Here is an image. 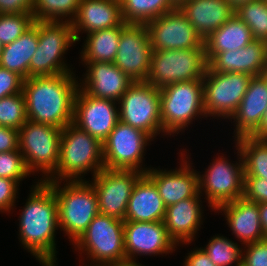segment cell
<instances>
[{
    "instance_id": "836d02e7",
    "label": "cell",
    "mask_w": 267,
    "mask_h": 266,
    "mask_svg": "<svg viewBox=\"0 0 267 266\" xmlns=\"http://www.w3.org/2000/svg\"><path fill=\"white\" fill-rule=\"evenodd\" d=\"M235 16L250 28L254 40L267 42V1L251 0L235 7Z\"/></svg>"
},
{
    "instance_id": "b9f144b4",
    "label": "cell",
    "mask_w": 267,
    "mask_h": 266,
    "mask_svg": "<svg viewBox=\"0 0 267 266\" xmlns=\"http://www.w3.org/2000/svg\"><path fill=\"white\" fill-rule=\"evenodd\" d=\"M24 78L18 73L0 66V99L6 96L21 93Z\"/></svg>"
},
{
    "instance_id": "9c48e42d",
    "label": "cell",
    "mask_w": 267,
    "mask_h": 266,
    "mask_svg": "<svg viewBox=\"0 0 267 266\" xmlns=\"http://www.w3.org/2000/svg\"><path fill=\"white\" fill-rule=\"evenodd\" d=\"M237 150V161L232 163L230 159L224 157L225 154L218 155L209 164L208 168L201 174L198 171L199 193L204 196L205 201L212 211L219 206L243 198L244 190V167L239 148Z\"/></svg>"
},
{
    "instance_id": "83f0119b",
    "label": "cell",
    "mask_w": 267,
    "mask_h": 266,
    "mask_svg": "<svg viewBox=\"0 0 267 266\" xmlns=\"http://www.w3.org/2000/svg\"><path fill=\"white\" fill-rule=\"evenodd\" d=\"M254 41L250 28L237 16H232L204 40L207 62L217 53L234 51Z\"/></svg>"
},
{
    "instance_id": "ee69618b",
    "label": "cell",
    "mask_w": 267,
    "mask_h": 266,
    "mask_svg": "<svg viewBox=\"0 0 267 266\" xmlns=\"http://www.w3.org/2000/svg\"><path fill=\"white\" fill-rule=\"evenodd\" d=\"M19 150V130L0 126V153Z\"/></svg>"
},
{
    "instance_id": "9a60e30c",
    "label": "cell",
    "mask_w": 267,
    "mask_h": 266,
    "mask_svg": "<svg viewBox=\"0 0 267 266\" xmlns=\"http://www.w3.org/2000/svg\"><path fill=\"white\" fill-rule=\"evenodd\" d=\"M153 49L146 24L121 26L120 40L114 64L133 82L146 81Z\"/></svg>"
},
{
    "instance_id": "603a6c76",
    "label": "cell",
    "mask_w": 267,
    "mask_h": 266,
    "mask_svg": "<svg viewBox=\"0 0 267 266\" xmlns=\"http://www.w3.org/2000/svg\"><path fill=\"white\" fill-rule=\"evenodd\" d=\"M220 211V212H219ZM214 212L225 215L226 224L241 246L265 239L260 221L259 207L244 198L219 206Z\"/></svg>"
},
{
    "instance_id": "681fc988",
    "label": "cell",
    "mask_w": 267,
    "mask_h": 266,
    "mask_svg": "<svg viewBox=\"0 0 267 266\" xmlns=\"http://www.w3.org/2000/svg\"><path fill=\"white\" fill-rule=\"evenodd\" d=\"M259 76L264 81L265 85L267 86V66L264 68V70L259 74Z\"/></svg>"
},
{
    "instance_id": "f1b7e54d",
    "label": "cell",
    "mask_w": 267,
    "mask_h": 266,
    "mask_svg": "<svg viewBox=\"0 0 267 266\" xmlns=\"http://www.w3.org/2000/svg\"><path fill=\"white\" fill-rule=\"evenodd\" d=\"M38 21L11 44L3 46L0 66L29 78V64L38 45Z\"/></svg>"
},
{
    "instance_id": "e0dca14e",
    "label": "cell",
    "mask_w": 267,
    "mask_h": 266,
    "mask_svg": "<svg viewBox=\"0 0 267 266\" xmlns=\"http://www.w3.org/2000/svg\"><path fill=\"white\" fill-rule=\"evenodd\" d=\"M117 106L114 100L89 96L78 88L72 123L103 143L119 121Z\"/></svg>"
},
{
    "instance_id": "ac0fdd59",
    "label": "cell",
    "mask_w": 267,
    "mask_h": 266,
    "mask_svg": "<svg viewBox=\"0 0 267 266\" xmlns=\"http://www.w3.org/2000/svg\"><path fill=\"white\" fill-rule=\"evenodd\" d=\"M124 247L127 261L137 262L138 255L156 256L172 254L177 245L168 236L163 221H124Z\"/></svg>"
},
{
    "instance_id": "f6af8a7d",
    "label": "cell",
    "mask_w": 267,
    "mask_h": 266,
    "mask_svg": "<svg viewBox=\"0 0 267 266\" xmlns=\"http://www.w3.org/2000/svg\"><path fill=\"white\" fill-rule=\"evenodd\" d=\"M187 255L183 266H216L201 247L193 248Z\"/></svg>"
},
{
    "instance_id": "cb8c5ba5",
    "label": "cell",
    "mask_w": 267,
    "mask_h": 266,
    "mask_svg": "<svg viewBox=\"0 0 267 266\" xmlns=\"http://www.w3.org/2000/svg\"><path fill=\"white\" fill-rule=\"evenodd\" d=\"M208 66L214 72L258 76L267 66V42L254 40L243 48L217 53Z\"/></svg>"
},
{
    "instance_id": "d590c367",
    "label": "cell",
    "mask_w": 267,
    "mask_h": 266,
    "mask_svg": "<svg viewBox=\"0 0 267 266\" xmlns=\"http://www.w3.org/2000/svg\"><path fill=\"white\" fill-rule=\"evenodd\" d=\"M26 121V105L23 92L0 99V126L19 130Z\"/></svg>"
},
{
    "instance_id": "3957f363",
    "label": "cell",
    "mask_w": 267,
    "mask_h": 266,
    "mask_svg": "<svg viewBox=\"0 0 267 266\" xmlns=\"http://www.w3.org/2000/svg\"><path fill=\"white\" fill-rule=\"evenodd\" d=\"M104 169L103 144L75 124L61 131L60 157L56 172L46 182L81 181ZM84 178V179H82Z\"/></svg>"
},
{
    "instance_id": "8fae6325",
    "label": "cell",
    "mask_w": 267,
    "mask_h": 266,
    "mask_svg": "<svg viewBox=\"0 0 267 266\" xmlns=\"http://www.w3.org/2000/svg\"><path fill=\"white\" fill-rule=\"evenodd\" d=\"M119 120L147 133L153 140L161 133L160 89L146 81L133 82L118 101Z\"/></svg>"
},
{
    "instance_id": "7a4b0ae2",
    "label": "cell",
    "mask_w": 267,
    "mask_h": 266,
    "mask_svg": "<svg viewBox=\"0 0 267 266\" xmlns=\"http://www.w3.org/2000/svg\"><path fill=\"white\" fill-rule=\"evenodd\" d=\"M79 88L75 73L24 79L27 120L63 129L73 122L74 99Z\"/></svg>"
},
{
    "instance_id": "d6a6232c",
    "label": "cell",
    "mask_w": 267,
    "mask_h": 266,
    "mask_svg": "<svg viewBox=\"0 0 267 266\" xmlns=\"http://www.w3.org/2000/svg\"><path fill=\"white\" fill-rule=\"evenodd\" d=\"M81 0H35L33 17L35 21L72 22L78 12Z\"/></svg>"
},
{
    "instance_id": "e575fe53",
    "label": "cell",
    "mask_w": 267,
    "mask_h": 266,
    "mask_svg": "<svg viewBox=\"0 0 267 266\" xmlns=\"http://www.w3.org/2000/svg\"><path fill=\"white\" fill-rule=\"evenodd\" d=\"M205 246L202 249L216 266H241L242 247L232 239L215 234Z\"/></svg>"
},
{
    "instance_id": "4316f807",
    "label": "cell",
    "mask_w": 267,
    "mask_h": 266,
    "mask_svg": "<svg viewBox=\"0 0 267 266\" xmlns=\"http://www.w3.org/2000/svg\"><path fill=\"white\" fill-rule=\"evenodd\" d=\"M165 211L166 206L155 183L146 174H143L134 185L124 221H163Z\"/></svg>"
},
{
    "instance_id": "2e32d148",
    "label": "cell",
    "mask_w": 267,
    "mask_h": 266,
    "mask_svg": "<svg viewBox=\"0 0 267 266\" xmlns=\"http://www.w3.org/2000/svg\"><path fill=\"white\" fill-rule=\"evenodd\" d=\"M146 26L153 51L205 49L203 39L179 8L151 20Z\"/></svg>"
},
{
    "instance_id": "1f68e13d",
    "label": "cell",
    "mask_w": 267,
    "mask_h": 266,
    "mask_svg": "<svg viewBox=\"0 0 267 266\" xmlns=\"http://www.w3.org/2000/svg\"><path fill=\"white\" fill-rule=\"evenodd\" d=\"M120 4L127 24H147L176 8L170 0H120Z\"/></svg>"
},
{
    "instance_id": "4fadbf2b",
    "label": "cell",
    "mask_w": 267,
    "mask_h": 266,
    "mask_svg": "<svg viewBox=\"0 0 267 266\" xmlns=\"http://www.w3.org/2000/svg\"><path fill=\"white\" fill-rule=\"evenodd\" d=\"M151 141L154 140L147 133L119 120L102 143L104 168L137 170L145 174L150 168L143 165V160Z\"/></svg>"
},
{
    "instance_id": "ab89813d",
    "label": "cell",
    "mask_w": 267,
    "mask_h": 266,
    "mask_svg": "<svg viewBox=\"0 0 267 266\" xmlns=\"http://www.w3.org/2000/svg\"><path fill=\"white\" fill-rule=\"evenodd\" d=\"M19 183L9 178L0 177V213H11L19 195ZM17 198V199H16Z\"/></svg>"
},
{
    "instance_id": "8d00e7d4",
    "label": "cell",
    "mask_w": 267,
    "mask_h": 266,
    "mask_svg": "<svg viewBox=\"0 0 267 266\" xmlns=\"http://www.w3.org/2000/svg\"><path fill=\"white\" fill-rule=\"evenodd\" d=\"M33 14H0V42L11 44L34 23Z\"/></svg>"
},
{
    "instance_id": "30bf717a",
    "label": "cell",
    "mask_w": 267,
    "mask_h": 266,
    "mask_svg": "<svg viewBox=\"0 0 267 266\" xmlns=\"http://www.w3.org/2000/svg\"><path fill=\"white\" fill-rule=\"evenodd\" d=\"M207 67L205 49L156 50L146 82L162 89L176 82L203 79Z\"/></svg>"
},
{
    "instance_id": "4dcf8cb0",
    "label": "cell",
    "mask_w": 267,
    "mask_h": 266,
    "mask_svg": "<svg viewBox=\"0 0 267 266\" xmlns=\"http://www.w3.org/2000/svg\"><path fill=\"white\" fill-rule=\"evenodd\" d=\"M233 141L242 156L244 177L267 178V139L243 136Z\"/></svg>"
},
{
    "instance_id": "f35d334b",
    "label": "cell",
    "mask_w": 267,
    "mask_h": 266,
    "mask_svg": "<svg viewBox=\"0 0 267 266\" xmlns=\"http://www.w3.org/2000/svg\"><path fill=\"white\" fill-rule=\"evenodd\" d=\"M243 246L241 266H267V238Z\"/></svg>"
},
{
    "instance_id": "44dd1931",
    "label": "cell",
    "mask_w": 267,
    "mask_h": 266,
    "mask_svg": "<svg viewBox=\"0 0 267 266\" xmlns=\"http://www.w3.org/2000/svg\"><path fill=\"white\" fill-rule=\"evenodd\" d=\"M202 202L201 195L198 192L192 198L181 200L166 207L163 222L168 236L178 247L181 244L189 245L197 238L196 235L204 221Z\"/></svg>"
},
{
    "instance_id": "8992f818",
    "label": "cell",
    "mask_w": 267,
    "mask_h": 266,
    "mask_svg": "<svg viewBox=\"0 0 267 266\" xmlns=\"http://www.w3.org/2000/svg\"><path fill=\"white\" fill-rule=\"evenodd\" d=\"M89 258L86 266H105L127 261L124 247V220L98 214L72 244Z\"/></svg>"
},
{
    "instance_id": "7c38bea8",
    "label": "cell",
    "mask_w": 267,
    "mask_h": 266,
    "mask_svg": "<svg viewBox=\"0 0 267 266\" xmlns=\"http://www.w3.org/2000/svg\"><path fill=\"white\" fill-rule=\"evenodd\" d=\"M251 78L246 73L214 72L208 66L203 77L206 118L229 120L240 105Z\"/></svg>"
},
{
    "instance_id": "d6986e66",
    "label": "cell",
    "mask_w": 267,
    "mask_h": 266,
    "mask_svg": "<svg viewBox=\"0 0 267 266\" xmlns=\"http://www.w3.org/2000/svg\"><path fill=\"white\" fill-rule=\"evenodd\" d=\"M183 150L179 152L181 162L178 163L181 164L178 169L151 168L150 165V169L145 173L155 183L166 207L192 198L199 192L198 171L192 168L194 166L188 158L186 148Z\"/></svg>"
},
{
    "instance_id": "60d3db41",
    "label": "cell",
    "mask_w": 267,
    "mask_h": 266,
    "mask_svg": "<svg viewBox=\"0 0 267 266\" xmlns=\"http://www.w3.org/2000/svg\"><path fill=\"white\" fill-rule=\"evenodd\" d=\"M243 198L257 204L267 202V178L244 177Z\"/></svg>"
},
{
    "instance_id": "7402d4cb",
    "label": "cell",
    "mask_w": 267,
    "mask_h": 266,
    "mask_svg": "<svg viewBox=\"0 0 267 266\" xmlns=\"http://www.w3.org/2000/svg\"><path fill=\"white\" fill-rule=\"evenodd\" d=\"M75 39L81 41L80 33L122 26L125 24L120 0H81L78 12L71 22Z\"/></svg>"
},
{
    "instance_id": "7bdbcfd3",
    "label": "cell",
    "mask_w": 267,
    "mask_h": 266,
    "mask_svg": "<svg viewBox=\"0 0 267 266\" xmlns=\"http://www.w3.org/2000/svg\"><path fill=\"white\" fill-rule=\"evenodd\" d=\"M35 0H0V14H32Z\"/></svg>"
},
{
    "instance_id": "6da1fadb",
    "label": "cell",
    "mask_w": 267,
    "mask_h": 266,
    "mask_svg": "<svg viewBox=\"0 0 267 266\" xmlns=\"http://www.w3.org/2000/svg\"><path fill=\"white\" fill-rule=\"evenodd\" d=\"M33 183L18 217V239L23 248L30 252L41 266H57V199L54 191L45 182Z\"/></svg>"
},
{
    "instance_id": "ba28073f",
    "label": "cell",
    "mask_w": 267,
    "mask_h": 266,
    "mask_svg": "<svg viewBox=\"0 0 267 266\" xmlns=\"http://www.w3.org/2000/svg\"><path fill=\"white\" fill-rule=\"evenodd\" d=\"M61 131V128L30 120L19 128V151L32 175L42 172V178L36 179L39 182H46L57 170Z\"/></svg>"
},
{
    "instance_id": "bcb514c9",
    "label": "cell",
    "mask_w": 267,
    "mask_h": 266,
    "mask_svg": "<svg viewBox=\"0 0 267 266\" xmlns=\"http://www.w3.org/2000/svg\"><path fill=\"white\" fill-rule=\"evenodd\" d=\"M251 136L259 139H267V109L262 117L260 127Z\"/></svg>"
},
{
    "instance_id": "277c9868",
    "label": "cell",
    "mask_w": 267,
    "mask_h": 266,
    "mask_svg": "<svg viewBox=\"0 0 267 266\" xmlns=\"http://www.w3.org/2000/svg\"><path fill=\"white\" fill-rule=\"evenodd\" d=\"M45 183L57 199L59 229L73 244L99 214L96 192L87 179Z\"/></svg>"
},
{
    "instance_id": "74e56055",
    "label": "cell",
    "mask_w": 267,
    "mask_h": 266,
    "mask_svg": "<svg viewBox=\"0 0 267 266\" xmlns=\"http://www.w3.org/2000/svg\"><path fill=\"white\" fill-rule=\"evenodd\" d=\"M31 173L27 169L24 157L19 150L0 153V177L9 178L19 184Z\"/></svg>"
},
{
    "instance_id": "52a82bcc",
    "label": "cell",
    "mask_w": 267,
    "mask_h": 266,
    "mask_svg": "<svg viewBox=\"0 0 267 266\" xmlns=\"http://www.w3.org/2000/svg\"><path fill=\"white\" fill-rule=\"evenodd\" d=\"M38 39L36 52L29 64V77L75 73L64 57L68 48L77 42L72 23L38 21Z\"/></svg>"
},
{
    "instance_id": "7dc6e473",
    "label": "cell",
    "mask_w": 267,
    "mask_h": 266,
    "mask_svg": "<svg viewBox=\"0 0 267 266\" xmlns=\"http://www.w3.org/2000/svg\"><path fill=\"white\" fill-rule=\"evenodd\" d=\"M258 207L262 230L265 234V237L267 238V202L259 203Z\"/></svg>"
},
{
    "instance_id": "5b68a950",
    "label": "cell",
    "mask_w": 267,
    "mask_h": 266,
    "mask_svg": "<svg viewBox=\"0 0 267 266\" xmlns=\"http://www.w3.org/2000/svg\"><path fill=\"white\" fill-rule=\"evenodd\" d=\"M160 115L163 132L169 137L184 132L194 120L206 118L203 79L176 82L160 89Z\"/></svg>"
},
{
    "instance_id": "5bb4252c",
    "label": "cell",
    "mask_w": 267,
    "mask_h": 266,
    "mask_svg": "<svg viewBox=\"0 0 267 266\" xmlns=\"http://www.w3.org/2000/svg\"><path fill=\"white\" fill-rule=\"evenodd\" d=\"M143 174L137 170L104 168L95 175L90 183L98 198L99 214L124 220L134 185Z\"/></svg>"
},
{
    "instance_id": "d4e9b609",
    "label": "cell",
    "mask_w": 267,
    "mask_h": 266,
    "mask_svg": "<svg viewBox=\"0 0 267 266\" xmlns=\"http://www.w3.org/2000/svg\"><path fill=\"white\" fill-rule=\"evenodd\" d=\"M266 109L267 86L259 75L252 76L240 105L229 119L234 120L235 129L234 136H232L234 140L243 136H251L260 127Z\"/></svg>"
},
{
    "instance_id": "f546056e",
    "label": "cell",
    "mask_w": 267,
    "mask_h": 266,
    "mask_svg": "<svg viewBox=\"0 0 267 266\" xmlns=\"http://www.w3.org/2000/svg\"><path fill=\"white\" fill-rule=\"evenodd\" d=\"M121 26L96 30L86 34L80 52L81 63H114L120 40Z\"/></svg>"
},
{
    "instance_id": "c3c4849f",
    "label": "cell",
    "mask_w": 267,
    "mask_h": 266,
    "mask_svg": "<svg viewBox=\"0 0 267 266\" xmlns=\"http://www.w3.org/2000/svg\"><path fill=\"white\" fill-rule=\"evenodd\" d=\"M105 266H145L142 265L141 263L137 262H132V261H125V262H121V263H115V264H108Z\"/></svg>"
},
{
    "instance_id": "f5cc1de1",
    "label": "cell",
    "mask_w": 267,
    "mask_h": 266,
    "mask_svg": "<svg viewBox=\"0 0 267 266\" xmlns=\"http://www.w3.org/2000/svg\"><path fill=\"white\" fill-rule=\"evenodd\" d=\"M2 49H3V45L0 42V59H1V55H2Z\"/></svg>"
},
{
    "instance_id": "484cf974",
    "label": "cell",
    "mask_w": 267,
    "mask_h": 266,
    "mask_svg": "<svg viewBox=\"0 0 267 266\" xmlns=\"http://www.w3.org/2000/svg\"><path fill=\"white\" fill-rule=\"evenodd\" d=\"M178 8L203 41L235 14L228 0H186Z\"/></svg>"
},
{
    "instance_id": "816d5d0a",
    "label": "cell",
    "mask_w": 267,
    "mask_h": 266,
    "mask_svg": "<svg viewBox=\"0 0 267 266\" xmlns=\"http://www.w3.org/2000/svg\"><path fill=\"white\" fill-rule=\"evenodd\" d=\"M172 4L178 8L181 4H183L186 0H170Z\"/></svg>"
},
{
    "instance_id": "ffe728a7",
    "label": "cell",
    "mask_w": 267,
    "mask_h": 266,
    "mask_svg": "<svg viewBox=\"0 0 267 266\" xmlns=\"http://www.w3.org/2000/svg\"><path fill=\"white\" fill-rule=\"evenodd\" d=\"M86 72L79 79V88L87 95L116 102L125 94L133 81L114 63H82Z\"/></svg>"
},
{
    "instance_id": "f907efd6",
    "label": "cell",
    "mask_w": 267,
    "mask_h": 266,
    "mask_svg": "<svg viewBox=\"0 0 267 266\" xmlns=\"http://www.w3.org/2000/svg\"><path fill=\"white\" fill-rule=\"evenodd\" d=\"M231 2V4L236 7L238 4L240 3H243V2H248V1H251V0H228Z\"/></svg>"
}]
</instances>
